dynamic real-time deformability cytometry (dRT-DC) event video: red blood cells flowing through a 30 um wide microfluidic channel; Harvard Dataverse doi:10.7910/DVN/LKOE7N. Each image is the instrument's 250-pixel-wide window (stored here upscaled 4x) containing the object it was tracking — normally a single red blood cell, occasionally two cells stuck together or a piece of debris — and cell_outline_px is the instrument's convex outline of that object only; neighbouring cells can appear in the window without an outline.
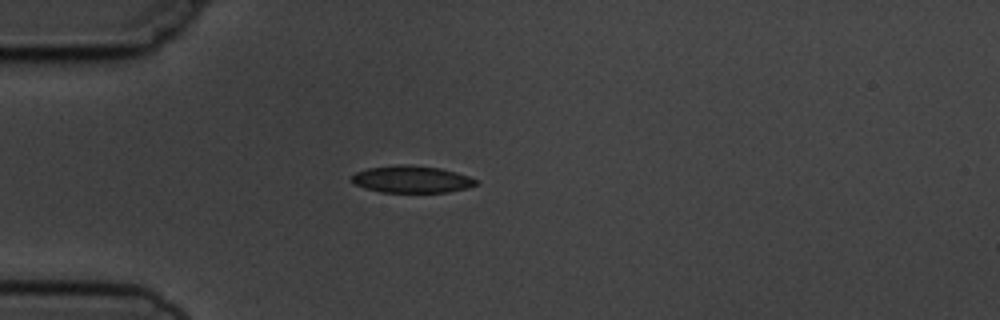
{"species": "common noctule bat (a hibernating species)", "species_latin": "Nyctalus noctula", "temperature_condition": "cold", "stored_images_in_passage": 3, "camera_frame_rate_fps": 3000, "um_per_image_px": 0.085, "animal": {"sex": "male", "body_mass_g": 19.5, "forearm_length_mm": 54.6}, "frame": {"image": 1, "passage_image": 3, "time_ms": 3.333, "image_size_px": [1000, 320], "cell_outline_px": [[476, 184], [468, 188], [448, 192], [380, 192], [364, 188], [356, 184], [352, 180], [352, 176], [356, 172], [368, 168], [400, 164], [408, 164], [440, 168], [456, 172], [468, 176], [476, 180]], "centroid_in_image_um": [34.99, 15.24], "position_along_channel_um": 50.0, "area_um2": 19.48}}